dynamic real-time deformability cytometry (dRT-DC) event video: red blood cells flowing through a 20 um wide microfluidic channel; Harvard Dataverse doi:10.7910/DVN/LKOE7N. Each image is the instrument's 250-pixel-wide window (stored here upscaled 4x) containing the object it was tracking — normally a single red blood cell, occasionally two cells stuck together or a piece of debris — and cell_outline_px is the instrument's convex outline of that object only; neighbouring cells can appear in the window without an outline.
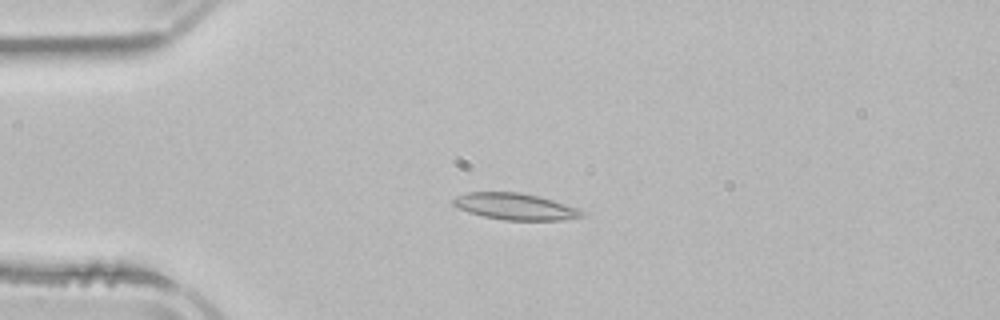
{"species": "common noctule bat (a hibernating species)", "species_latin": "Nyctalus noctula", "temperature_condition": "room temperature", "stored_images_in_passage": 4, "camera_frame_rate_fps": 3000, "um_per_image_px": 0.085, "animal": {"sex": "male", "body_mass_g": 21.5, "forearm_length_mm": 52.0}, "frame": {"image": 1, "passage_image": 3, "time_ms": 2.333, "image_size_px": [1000, 320], "cell_outline_px": [[588, 212], [584, 216], [560, 220], [504, 220], [484, 216], [468, 212], [452, 204], [452, 200], [456, 196], [468, 192], [520, 192], [552, 200]], "centroid_in_image_um": [43.79, 17.55], "position_along_channel_um": 41.2, "area_um2": 19.71}}